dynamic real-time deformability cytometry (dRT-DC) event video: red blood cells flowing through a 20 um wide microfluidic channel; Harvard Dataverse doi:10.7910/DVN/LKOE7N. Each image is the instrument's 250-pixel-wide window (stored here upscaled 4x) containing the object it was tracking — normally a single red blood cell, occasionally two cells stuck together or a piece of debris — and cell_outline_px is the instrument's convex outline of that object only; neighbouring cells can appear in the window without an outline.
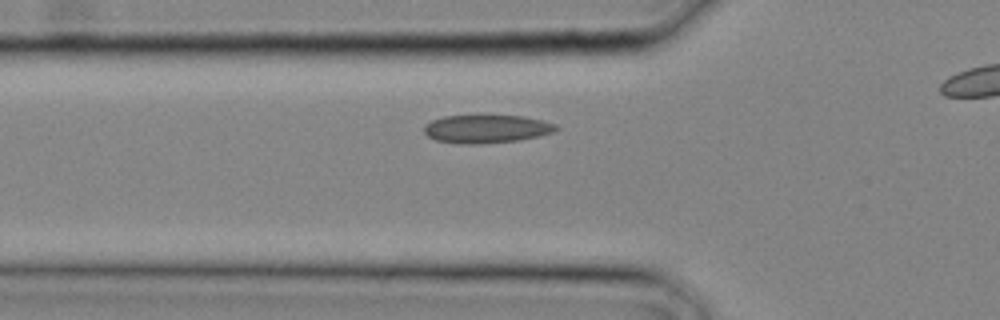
{"species": "common noctule bat (a hibernating species)", "species_latin": "Nyctalus noctula", "temperature_condition": "cold", "stored_images_in_passage": 3, "camera_frame_rate_fps": 3000, "um_per_image_px": 0.085, "animal": {"sex": "male", "body_mass_g": 20.4}, "frame": {"image": 1, "passage_image": 2, "time_ms": 0.333, "image_size_px": [1000, 320], "cell_outline_px": [[560, 128], [552, 132], [536, 136], [516, 140], [480, 144], [460, 144], [436, 140], [428, 136], [424, 132], [424, 124], [432, 120], [444, 116], [524, 116], [556, 124]], "centroid_in_image_um": [41.31, 10.96], "position_along_channel_um": 84.5, "area_um2": 21.44}}